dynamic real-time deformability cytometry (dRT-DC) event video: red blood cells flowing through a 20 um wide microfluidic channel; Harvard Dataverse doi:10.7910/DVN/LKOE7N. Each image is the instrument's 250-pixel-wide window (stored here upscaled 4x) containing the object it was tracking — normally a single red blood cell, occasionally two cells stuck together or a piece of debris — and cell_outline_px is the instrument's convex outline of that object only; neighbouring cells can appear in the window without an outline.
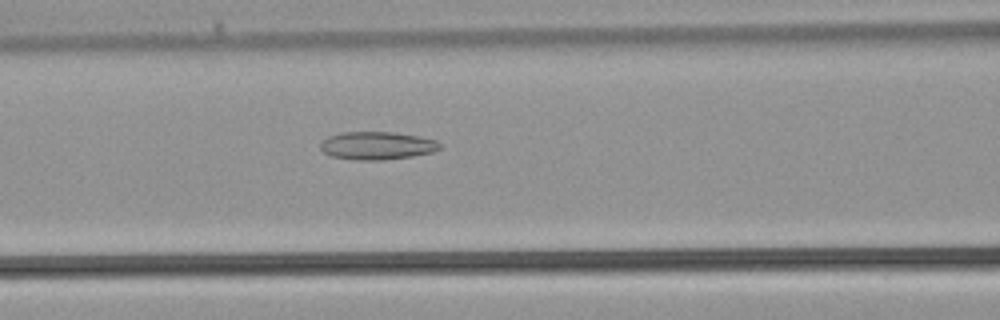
{"species": "common noctule bat (a hibernating species)", "species_latin": "Nyctalus noctula", "temperature_condition": "warm", "stored_images_in_passage": 37, "camera_frame_rate_fps": 3000, "um_per_image_px": 0.085, "animal": {"sex": "male", "body_mass_g": 21.5, "forearm_length_mm": 52.0}, "frame": {"image": 1, "passage_image": 15, "time_ms": 4.667, "image_size_px": [1000, 320], "cell_outline_px": [[440, 148], [432, 152], [412, 156], [384, 160], [352, 160], [328, 156], [320, 148], [320, 144], [328, 136], [344, 132], [392, 132], [420, 136], [436, 140], [440, 144]], "centroid_in_image_um": [32.02, 12.38], "position_along_channel_um": 134.6, "area_um2": 19.54}}
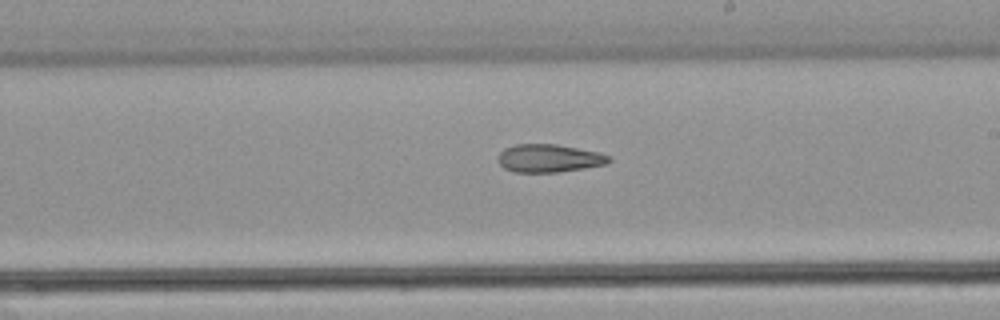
{"frame": {"image": 2, "passage_image": 21, "time_ms": 6.667, "image_size_px": [1000, 320], "cell_outline_px": [[612, 160], [604, 164], [584, 168], [556, 172], [516, 172], [504, 168], [496, 160], [500, 152], [504, 148], [516, 144], [556, 144], [600, 152], [612, 156]], "centroid_in_image_um": [46.66, 13.44], "position_along_channel_um": 242.3, "area_um2": 18.15}}
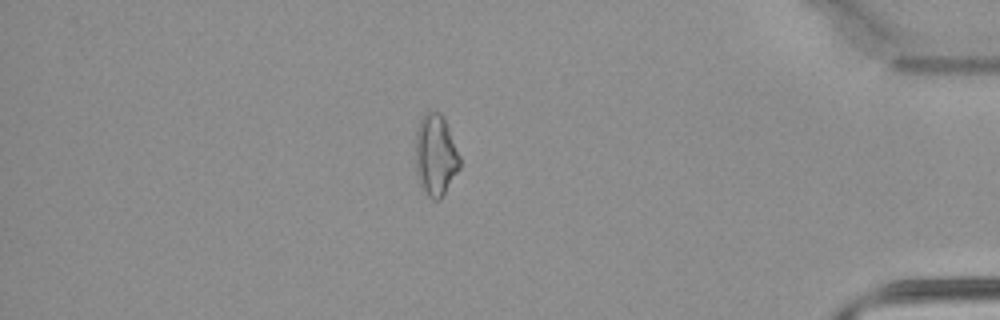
{"frame": {"image": 3, "passage_image": 32, "time_ms": 10.333, "image_size_px": [1000, 320], "cell_outline_px": [[460, 168], [440, 200], [432, 200], [428, 196], [420, 184], [416, 168], [416, 128], [424, 112], [428, 108], [440, 112], [448, 128], [460, 156]], "centroid_in_image_um": [37.02, 13.16], "position_along_channel_um": 398.2, "area_um2": 21.04}}